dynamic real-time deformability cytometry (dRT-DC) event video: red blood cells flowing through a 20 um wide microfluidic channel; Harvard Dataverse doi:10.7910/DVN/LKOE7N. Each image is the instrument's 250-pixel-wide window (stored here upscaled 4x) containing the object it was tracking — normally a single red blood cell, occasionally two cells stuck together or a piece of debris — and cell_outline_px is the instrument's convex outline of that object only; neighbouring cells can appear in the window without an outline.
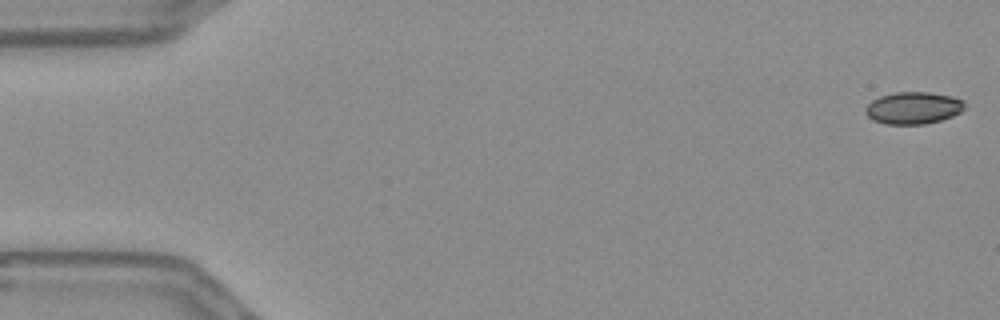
{"species": "Egyptian fruit bat (a non-hibernating species)", "species_latin": "Rousettus aegyptiacus", "temperature_condition": "warm", "stored_images_in_passage": 13, "camera_frame_rate_fps": 3000, "um_per_image_px": 0.085, "frame": {"image": 1, "passage_image": 1, "time_ms": 0.0, "image_size_px": [1000, 320], "cell_outline_px": [[964, 108], [960, 112], [952, 116], [940, 120], [924, 124], [884, 124], [872, 120], [864, 112], [864, 108], [872, 100], [880, 96], [896, 92], [928, 92], [952, 96], [964, 100]], "centroid_in_image_um": [77.6, 9.17], "position_along_channel_um": 7.4, "area_um2": 18.61}}